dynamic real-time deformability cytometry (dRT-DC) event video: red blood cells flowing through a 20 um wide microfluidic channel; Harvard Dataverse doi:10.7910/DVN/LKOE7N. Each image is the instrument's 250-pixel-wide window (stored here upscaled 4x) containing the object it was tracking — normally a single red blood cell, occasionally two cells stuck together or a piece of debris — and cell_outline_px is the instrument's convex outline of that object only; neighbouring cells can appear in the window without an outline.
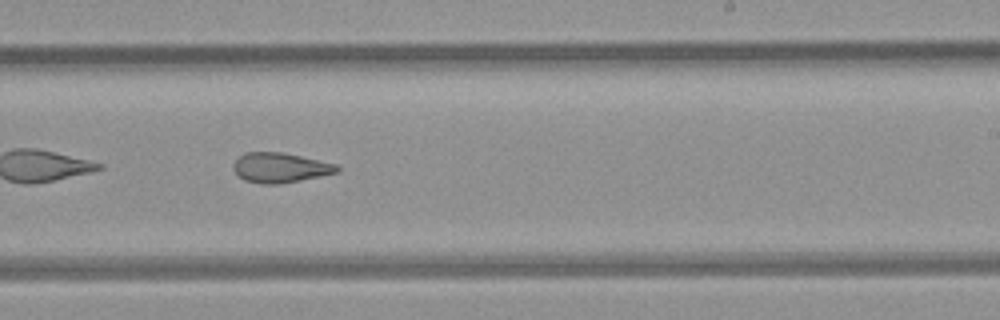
{"species": "common noctule bat (a hibernating species)", "species_latin": "Nyctalus noctula", "temperature_condition": "room temperature", "stored_images_in_passage": 36, "camera_frame_rate_fps": 3000, "um_per_image_px": 0.085, "animal": {"sex": "female", "body_mass_g": 21.9}, "frame": {"image": 1, "passage_image": 16, "time_ms": 5.0, "image_size_px": [1000, 320], "cell_outline_px": [[340, 172], [280, 184], [264, 184], [244, 180], [236, 176], [232, 168], [232, 164], [240, 156], [248, 152], [284, 152], [336, 164], [340, 168]], "centroid_in_image_um": [23.79, 14.25], "position_along_channel_um": 265.2, "area_um2": 18.15}, "authors_computed_cell_mechanics": {"area_um2": 19.1029, "velocity_mm_per_s": 3.9853, "shape_relaxation_time_tau1_ms": null, "shape_relaxation_time_tau2_ms": 2.5326, "deformation_change_tau1": null, "deformation_change_tau2": 0.1078}}